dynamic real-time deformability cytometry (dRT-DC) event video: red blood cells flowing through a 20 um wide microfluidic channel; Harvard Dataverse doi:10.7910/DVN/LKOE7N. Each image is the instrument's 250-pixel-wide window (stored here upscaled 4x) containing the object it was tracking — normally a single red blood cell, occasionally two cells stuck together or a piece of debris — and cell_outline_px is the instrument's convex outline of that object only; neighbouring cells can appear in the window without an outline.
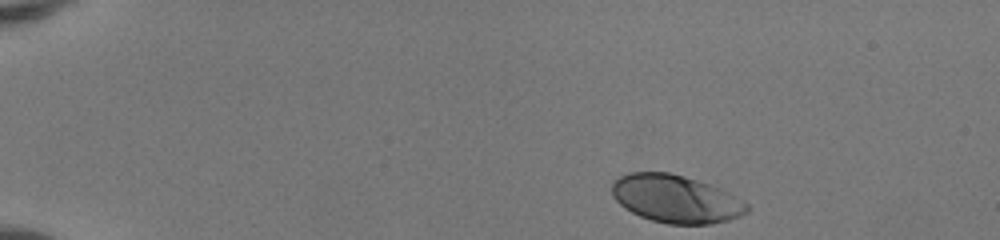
{"species": "human", "species_latin": "Homo sapiens", "temperature_condition": "room temperature", "stored_images_in_passage": 43, "camera_frame_rate_fps": 3000, "um_per_image_px": 0.085, "donor": {"sex": "female"}, "frame": {"image": 1, "passage_image": 1, "time_ms": 0.0, "image_size_px": [1000, 240], "cell_outline_px": [[752, 208], [748, 212], [740, 216], [728, 220], [712, 224], [668, 224], [652, 220], [640, 216], [624, 208], [612, 196], [612, 184], [620, 176], [628, 172], [668, 172], [684, 176], [720, 188], [728, 192], [748, 204]], "centroid_in_image_um": [57.45, 16.91], "position_along_channel_um": 27.5, "area_um2": 37.63}}
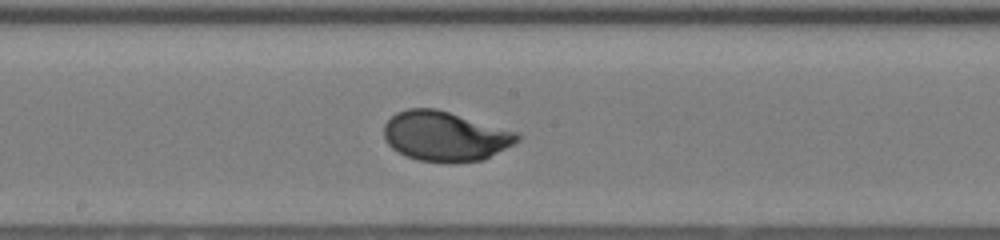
{"frame": {"image": 2, "passage_image": 22, "time_ms": 7.0, "image_size_px": [1000, 240], "cell_outline_px": [[520, 140], [484, 160], [420, 160], [404, 156], [392, 148], [384, 140], [384, 124], [396, 112], [408, 108], [436, 108], [516, 132], [520, 136]], "centroid_in_image_um": [37.79, 11.54], "position_along_channel_um": 210.4, "area_um2": 37.92}}
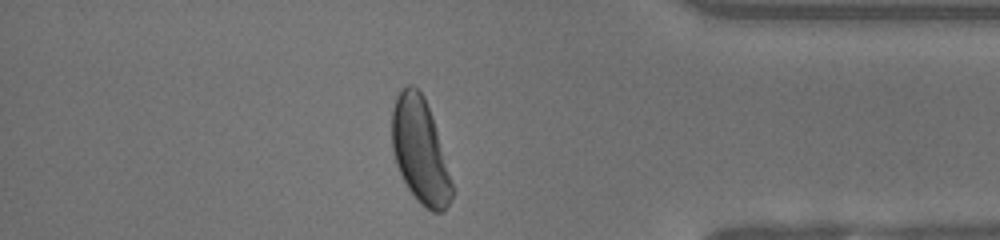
{"frame": {"image": 3, "passage_image": 37, "time_ms": 12.0, "image_size_px": [1000, 240], "cell_outline_px": [[456, 192], [452, 200], [440, 212], [432, 212], [424, 208], [416, 200], [408, 188], [396, 164], [392, 148], [392, 108], [396, 96], [408, 84], [412, 84], [424, 96], [432, 116]], "centroid_in_image_um": [35.72, 12.86], "position_along_channel_um": 399.5, "area_um2": 36.88}, "authors_computed_cell_mechanics": {"area_um2": 37.57, "velocity_mm_per_s": 4.1382, "shape_relaxation_time_tau1_ms": 2.3155, "shape_relaxation_time_tau2_ms": null, "deformation_change_tau1": 0.1581, "deformation_change_tau2": null}}